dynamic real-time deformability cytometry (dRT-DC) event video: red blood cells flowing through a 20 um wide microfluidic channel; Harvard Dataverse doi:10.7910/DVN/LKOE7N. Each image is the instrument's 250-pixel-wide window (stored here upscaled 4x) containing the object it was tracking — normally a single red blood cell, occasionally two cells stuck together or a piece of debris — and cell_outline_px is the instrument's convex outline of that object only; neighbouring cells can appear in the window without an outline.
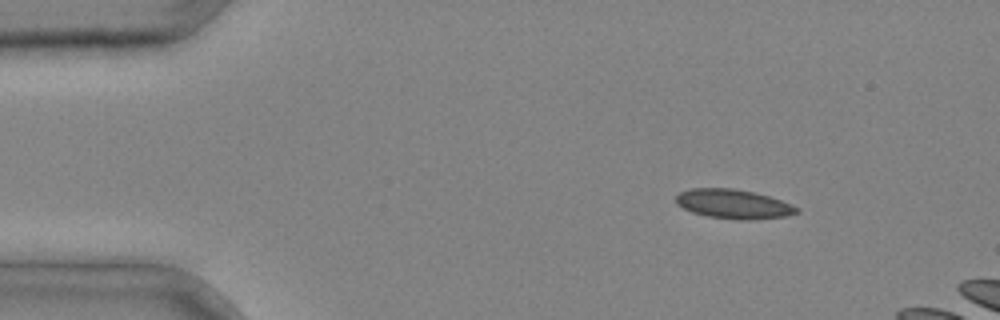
{"species": "common noctule bat (a hibernating species)", "species_latin": "Nyctalus noctula", "temperature_condition": "cold", "stored_images_in_passage": 3, "camera_frame_rate_fps": 3000, "um_per_image_px": 0.085, "animal": {"sex": "male", "body_mass_g": 20.4}, "frame": {"image": 1, "passage_image": 1, "time_ms": 0.0, "image_size_px": [1000, 320], "cell_outline_px": [[800, 212], [784, 216], [748, 220], [740, 220], [708, 216], [692, 212], [676, 204], [676, 196], [680, 192], [692, 188], [732, 188], [752, 192], [768, 196], [780, 200], [800, 208]], "centroid_in_image_um": [62.33, 17.34], "position_along_channel_um": 22.7, "area_um2": 20.4}}